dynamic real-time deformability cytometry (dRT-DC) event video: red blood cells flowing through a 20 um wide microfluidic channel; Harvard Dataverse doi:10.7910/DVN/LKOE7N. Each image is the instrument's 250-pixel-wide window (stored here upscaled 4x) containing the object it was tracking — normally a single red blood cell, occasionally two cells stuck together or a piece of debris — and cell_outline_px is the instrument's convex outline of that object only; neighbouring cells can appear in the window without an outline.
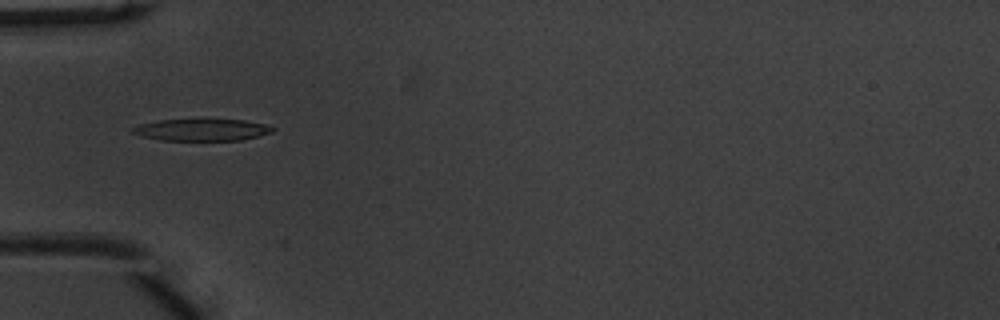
{"species": "common noctule bat (a hibernating species)", "species_latin": "Nyctalus noctula", "temperature_condition": "warm", "stored_images_in_passage": 31, "camera_frame_rate_fps": 3000, "um_per_image_px": 0.085, "animal": {"sex": "male", "body_mass_g": 20.1, "forearm_length_mm": 53.5}, "frame": {"image": 1, "passage_image": 2, "time_ms": 0.333, "image_size_px": [1000, 320], "cell_outline_px": [[276, 128], [272, 132], [240, 140], [160, 140], [144, 136], [132, 132], [132, 128], [140, 124], [160, 120], [244, 120], [264, 124]], "centroid_in_image_um": [17.17, 11.04], "position_along_channel_um": 67.8, "area_um2": 17.4}}
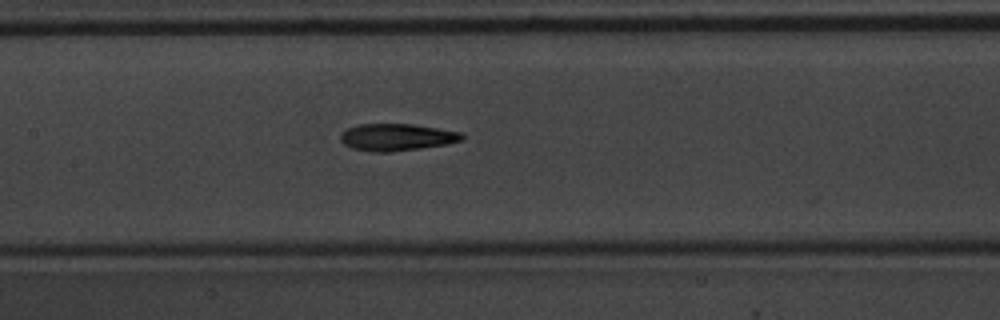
{"frame": {"image": 2, "passage_image": 10, "time_ms": 3.0, "image_size_px": [1000, 320], "cell_outline_px": [[464, 140], [448, 144], [392, 152], [372, 152], [352, 148], [344, 144], [340, 140], [340, 132], [348, 128], [360, 124], [412, 124], [464, 132]], "centroid_in_image_um": [33.75, 11.66], "position_along_channel_um": 173.7, "area_um2": 19.36}}
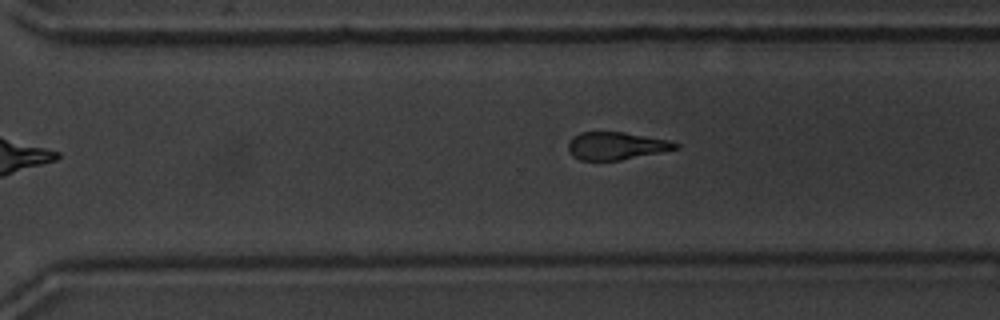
{"frame": {"image": 3, "passage_image": 21, "time_ms": 6.667, "image_size_px": [1000, 320], "cell_outline_px": [[680, 148], [620, 160], [580, 160], [572, 156], [568, 152], [568, 144], [572, 136], [580, 132], [624, 132], [668, 140], [680, 144]], "centroid_in_image_um": [52.35, 12.39], "position_along_channel_um": 318.3, "area_um2": 17.28}, "authors_computed_cell_mechanics": {"area_um2": 18.496, "velocity_mm_per_s": 3.9615, "shape_relaxation_time_tau1_ms": 3.8133, "shape_relaxation_time_tau2_ms": 3.6141, "deformation_change_tau1": 0.1625, "deformation_change_tau2": 0.1355}}